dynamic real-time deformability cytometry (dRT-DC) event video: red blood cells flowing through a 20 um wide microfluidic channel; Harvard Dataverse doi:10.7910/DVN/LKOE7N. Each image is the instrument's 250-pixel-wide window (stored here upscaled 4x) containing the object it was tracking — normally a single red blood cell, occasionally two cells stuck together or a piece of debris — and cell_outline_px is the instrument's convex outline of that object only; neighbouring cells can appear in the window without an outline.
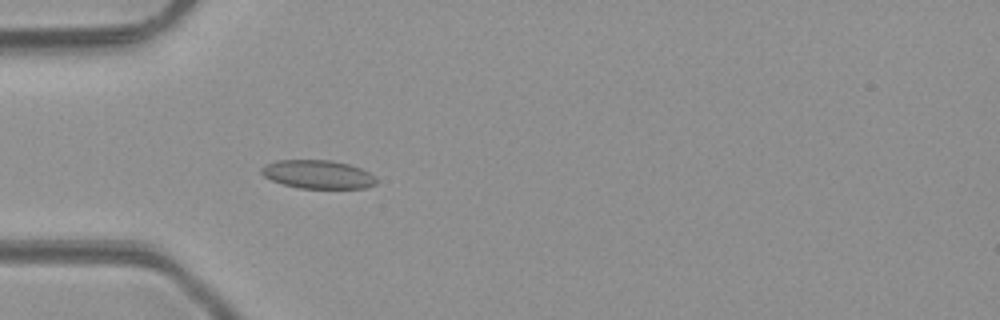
{"species": "common noctule bat (a hibernating species)", "species_latin": "Nyctalus noctula", "temperature_condition": "room temperature", "stored_images_in_passage": 5, "camera_frame_rate_fps": 3000, "um_per_image_px": 0.085, "animal": {"sex": "male", "body_mass_g": 23.1, "forearm_length_mm": 52.7}, "frame": {"image": 1, "passage_image": 5, "time_ms": 5.0, "image_size_px": [1000, 320], "cell_outline_px": [[376, 184], [364, 188], [300, 188], [284, 184], [272, 180], [264, 176], [260, 172], [260, 168], [264, 164], [276, 160], [332, 160], [348, 164], [360, 168], [376, 176]], "centroid_in_image_um": [27.0, 14.81], "position_along_channel_um": 58.0, "area_um2": 19.07}}